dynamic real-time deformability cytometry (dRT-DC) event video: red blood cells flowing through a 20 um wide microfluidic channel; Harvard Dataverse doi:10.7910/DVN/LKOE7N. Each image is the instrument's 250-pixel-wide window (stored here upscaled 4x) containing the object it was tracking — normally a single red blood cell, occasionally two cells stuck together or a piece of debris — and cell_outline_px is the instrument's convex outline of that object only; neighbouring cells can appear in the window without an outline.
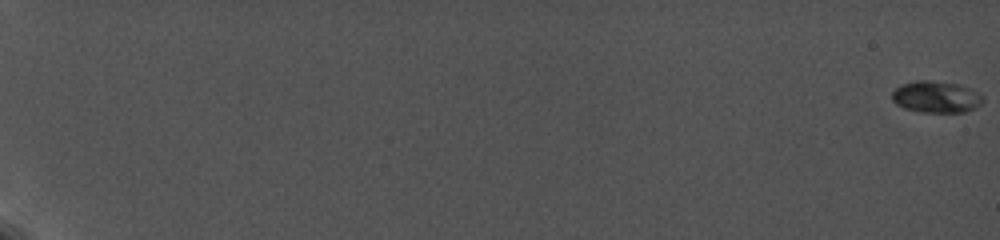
{"species": "common noctule bat (a hibernating species)", "species_latin": "Nyctalus noctula", "temperature_condition": "cold", "stored_images_in_passage": 16, "camera_frame_rate_fps": 5000, "um_per_image_px": 0.085, "animal": {"sex": "female", "body_mass_g": 19.0, "forearm_length_mm": 56.7}, "frame": {"image": 1, "passage_image": 1, "time_ms": 0.0, "image_size_px": [1000, 240], "cell_outline_px": [[984, 100], [980, 104], [964, 112], [920, 112], [904, 108], [896, 104], [892, 100], [892, 92], [900, 84], [916, 80], [928, 80], [960, 84], [984, 96]], "centroid_in_image_um": [79.54, 8.23], "position_along_channel_um": 5.5, "area_um2": 16.76}}
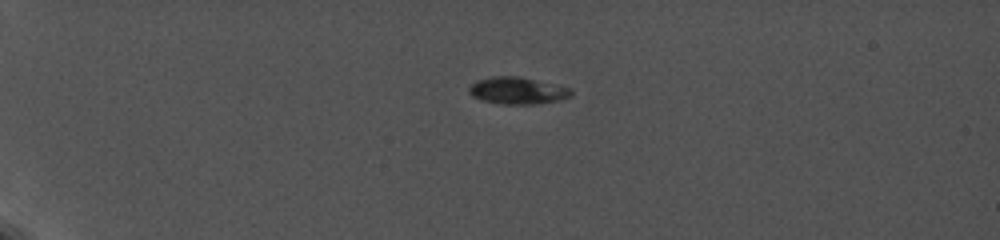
{"frame": {"image": 2, "passage_image": 13, "time_ms": 6.0, "image_size_px": [1000, 240], "cell_outline_px": [[572, 96], [560, 100], [536, 104], [500, 104], [484, 100], [472, 96], [468, 92], [468, 88], [476, 80], [492, 76], [520, 76], [572, 88]], "centroid_in_image_um": [44.0, 7.7], "position_along_channel_um": 41.0, "area_um2": 16.18}}